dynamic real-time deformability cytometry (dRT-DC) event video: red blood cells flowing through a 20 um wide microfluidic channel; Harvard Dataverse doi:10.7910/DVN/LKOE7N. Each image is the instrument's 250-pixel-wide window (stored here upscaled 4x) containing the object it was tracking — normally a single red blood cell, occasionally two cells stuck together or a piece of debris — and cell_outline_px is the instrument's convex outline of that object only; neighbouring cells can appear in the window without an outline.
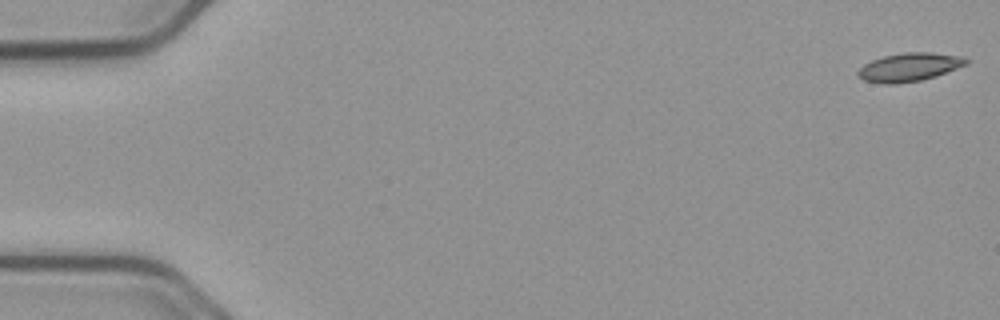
{"species": "common noctule bat (a hibernating species)", "species_latin": "Nyctalus noctula", "temperature_condition": "cold", "stored_images_in_passage": 56, "camera_frame_rate_fps": 3000, "um_per_image_px": 0.085, "animal": {"sex": "male", "body_mass_g": 23.1, "forearm_length_mm": 52.7}, "frame": {"image": 1, "passage_image": 1, "time_ms": 0.0, "image_size_px": [1000, 320], "cell_outline_px": [[968, 64], [936, 76], [920, 80], [896, 84], [884, 84], [864, 80], [856, 76], [856, 72], [864, 64], [872, 60], [884, 56], [904, 52], [932, 52], [964, 56], [968, 60]], "centroid_in_image_um": [77.29, 5.7], "position_along_channel_um": 7.7, "area_um2": 18.03}}
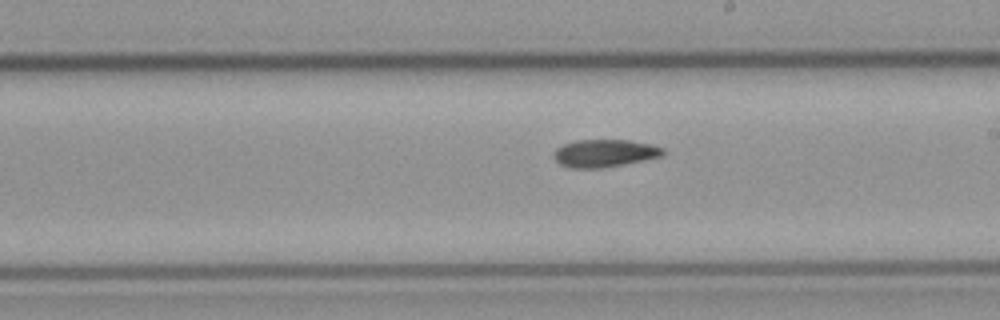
{"frame": {"image": 2, "passage_image": 32, "time_ms": 10.333, "image_size_px": [1000, 320], "cell_outline_px": [[664, 156], [624, 164], [600, 168], [568, 168], [560, 164], [552, 156], [556, 148], [564, 144], [576, 140], [628, 140], [652, 144], [664, 148]], "centroid_in_image_um": [51.39, 13.02], "position_along_channel_um": 237.6, "area_um2": 17.69}}
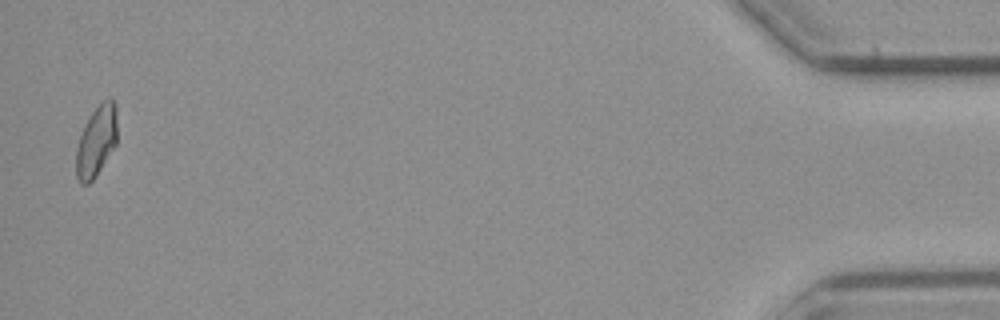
{"frame": {"image": 3, "passage_image": 55, "time_ms": 18.0, "image_size_px": [1000, 320], "cell_outline_px": [[116, 144], [96, 176], [88, 184], [80, 184], [76, 176], [76, 148], [84, 124], [92, 112], [108, 96], [112, 96], [116, 104]], "centroid_in_image_um": [8.19, 11.99], "position_along_channel_um": 427.0, "area_um2": 16.99}}